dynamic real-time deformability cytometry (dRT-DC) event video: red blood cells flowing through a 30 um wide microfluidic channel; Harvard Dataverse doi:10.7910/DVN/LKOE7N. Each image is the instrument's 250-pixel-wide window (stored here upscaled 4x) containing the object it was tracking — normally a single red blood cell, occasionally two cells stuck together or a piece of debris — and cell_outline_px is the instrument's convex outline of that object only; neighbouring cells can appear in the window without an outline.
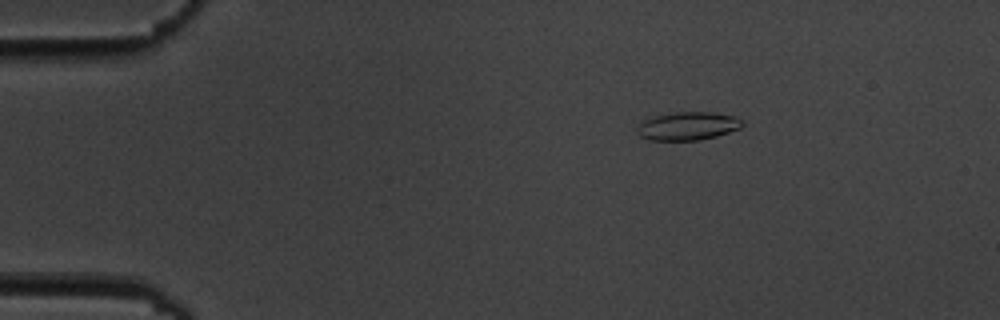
{"species": "common noctule bat (a hibernating species)", "species_latin": "Nyctalus noctula", "temperature_condition": "cold", "stored_images_in_passage": 6, "camera_frame_rate_fps": 3000, "um_per_image_px": 0.085, "animal": {"sex": "male", "body_mass_g": 19.5, "forearm_length_mm": 54.6}, "frame": {"image": 1, "passage_image": 3, "time_ms": 2.333, "image_size_px": [1000, 320], "cell_outline_px": [[744, 124], [740, 128], [716, 136], [700, 140], [648, 140], [640, 136], [636, 132], [636, 128], [644, 120], [652, 116], [676, 112], [712, 112], [736, 116], [744, 120]], "centroid_in_image_um": [58.47, 10.71], "position_along_channel_um": 26.5, "area_um2": 17.46}}